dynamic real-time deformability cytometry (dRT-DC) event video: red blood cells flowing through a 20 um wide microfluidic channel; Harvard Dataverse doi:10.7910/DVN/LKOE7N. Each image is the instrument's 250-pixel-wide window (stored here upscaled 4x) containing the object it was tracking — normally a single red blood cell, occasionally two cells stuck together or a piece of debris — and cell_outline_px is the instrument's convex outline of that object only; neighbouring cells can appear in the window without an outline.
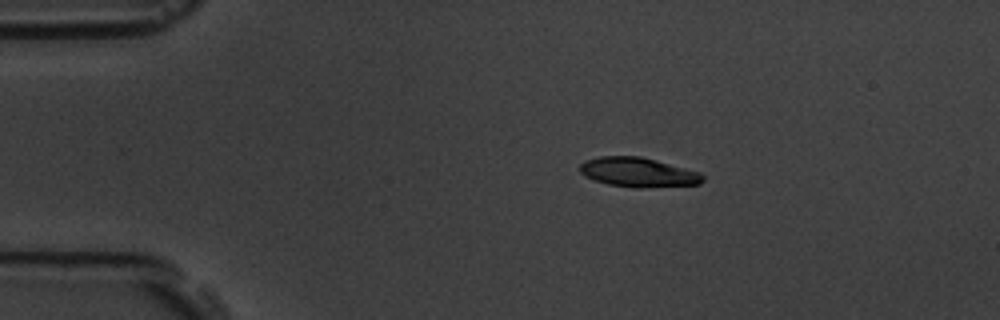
{"species": "common noctule bat (a hibernating species)", "species_latin": "Nyctalus noctula", "temperature_condition": "room temperature", "stored_images_in_passage": 2, "camera_frame_rate_fps": 3000, "um_per_image_px": 0.085, "animal": {"sex": "male", "body_mass_g": 19.5, "forearm_length_mm": 54.6}, "frame": {"image": 1, "passage_image": 1, "time_ms": 0.0, "image_size_px": [1000, 320], "cell_outline_px": [[704, 180], [700, 184], [608, 184], [592, 180], [584, 176], [580, 172], [580, 164], [584, 160], [600, 156], [640, 156], [656, 160], [700, 172], [704, 176]], "centroid_in_image_um": [54.16, 14.57], "position_along_channel_um": 30.8, "area_um2": 19.83}}